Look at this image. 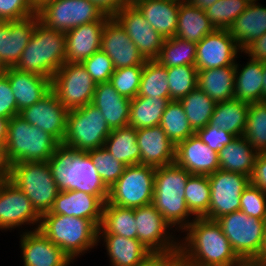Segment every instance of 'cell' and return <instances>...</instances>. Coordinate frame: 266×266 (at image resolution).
Masks as SVG:
<instances>
[{
    "mask_svg": "<svg viewBox=\"0 0 266 266\" xmlns=\"http://www.w3.org/2000/svg\"><path fill=\"white\" fill-rule=\"evenodd\" d=\"M214 30L204 10L189 2L180 3L175 37L197 44Z\"/></svg>",
    "mask_w": 266,
    "mask_h": 266,
    "instance_id": "34",
    "label": "cell"
},
{
    "mask_svg": "<svg viewBox=\"0 0 266 266\" xmlns=\"http://www.w3.org/2000/svg\"><path fill=\"white\" fill-rule=\"evenodd\" d=\"M190 175L175 163L157 167L155 171L152 204L178 233L183 232L196 218L185 201V187Z\"/></svg>",
    "mask_w": 266,
    "mask_h": 266,
    "instance_id": "3",
    "label": "cell"
},
{
    "mask_svg": "<svg viewBox=\"0 0 266 266\" xmlns=\"http://www.w3.org/2000/svg\"><path fill=\"white\" fill-rule=\"evenodd\" d=\"M257 154L247 139L235 137L218 152L220 170L251 177Z\"/></svg>",
    "mask_w": 266,
    "mask_h": 266,
    "instance_id": "32",
    "label": "cell"
},
{
    "mask_svg": "<svg viewBox=\"0 0 266 266\" xmlns=\"http://www.w3.org/2000/svg\"><path fill=\"white\" fill-rule=\"evenodd\" d=\"M59 144L48 132L17 115L9 121L4 159L8 167L15 163L48 161Z\"/></svg>",
    "mask_w": 266,
    "mask_h": 266,
    "instance_id": "6",
    "label": "cell"
},
{
    "mask_svg": "<svg viewBox=\"0 0 266 266\" xmlns=\"http://www.w3.org/2000/svg\"><path fill=\"white\" fill-rule=\"evenodd\" d=\"M208 178L211 190L208 219L216 221L221 216L240 210L241 194L250 184V177L219 169L209 174Z\"/></svg>",
    "mask_w": 266,
    "mask_h": 266,
    "instance_id": "14",
    "label": "cell"
},
{
    "mask_svg": "<svg viewBox=\"0 0 266 266\" xmlns=\"http://www.w3.org/2000/svg\"><path fill=\"white\" fill-rule=\"evenodd\" d=\"M103 206L104 203L95 195L77 190L59 191L49 212L86 218L99 228L102 222Z\"/></svg>",
    "mask_w": 266,
    "mask_h": 266,
    "instance_id": "25",
    "label": "cell"
},
{
    "mask_svg": "<svg viewBox=\"0 0 266 266\" xmlns=\"http://www.w3.org/2000/svg\"><path fill=\"white\" fill-rule=\"evenodd\" d=\"M156 168L129 165L109 188L107 202L125 208H138L153 203Z\"/></svg>",
    "mask_w": 266,
    "mask_h": 266,
    "instance_id": "10",
    "label": "cell"
},
{
    "mask_svg": "<svg viewBox=\"0 0 266 266\" xmlns=\"http://www.w3.org/2000/svg\"><path fill=\"white\" fill-rule=\"evenodd\" d=\"M111 131L100 109L89 103L68 111L62 144L76 151L86 152L104 147Z\"/></svg>",
    "mask_w": 266,
    "mask_h": 266,
    "instance_id": "8",
    "label": "cell"
},
{
    "mask_svg": "<svg viewBox=\"0 0 266 266\" xmlns=\"http://www.w3.org/2000/svg\"><path fill=\"white\" fill-rule=\"evenodd\" d=\"M113 17L124 28L145 60L158 58L165 39L152 28L133 4L124 6Z\"/></svg>",
    "mask_w": 266,
    "mask_h": 266,
    "instance_id": "17",
    "label": "cell"
},
{
    "mask_svg": "<svg viewBox=\"0 0 266 266\" xmlns=\"http://www.w3.org/2000/svg\"><path fill=\"white\" fill-rule=\"evenodd\" d=\"M92 1L104 14L114 16L124 6L128 5L127 0H89Z\"/></svg>",
    "mask_w": 266,
    "mask_h": 266,
    "instance_id": "57",
    "label": "cell"
},
{
    "mask_svg": "<svg viewBox=\"0 0 266 266\" xmlns=\"http://www.w3.org/2000/svg\"><path fill=\"white\" fill-rule=\"evenodd\" d=\"M170 98H153L136 96L130 102L128 126L135 129L160 125L162 115Z\"/></svg>",
    "mask_w": 266,
    "mask_h": 266,
    "instance_id": "37",
    "label": "cell"
},
{
    "mask_svg": "<svg viewBox=\"0 0 266 266\" xmlns=\"http://www.w3.org/2000/svg\"><path fill=\"white\" fill-rule=\"evenodd\" d=\"M243 137L258 152H266V101L249 104Z\"/></svg>",
    "mask_w": 266,
    "mask_h": 266,
    "instance_id": "44",
    "label": "cell"
},
{
    "mask_svg": "<svg viewBox=\"0 0 266 266\" xmlns=\"http://www.w3.org/2000/svg\"><path fill=\"white\" fill-rule=\"evenodd\" d=\"M247 60L245 65L235 63L234 98L248 104L262 102L264 62Z\"/></svg>",
    "mask_w": 266,
    "mask_h": 266,
    "instance_id": "30",
    "label": "cell"
},
{
    "mask_svg": "<svg viewBox=\"0 0 266 266\" xmlns=\"http://www.w3.org/2000/svg\"><path fill=\"white\" fill-rule=\"evenodd\" d=\"M182 233L179 251L185 266H246L216 221L195 218Z\"/></svg>",
    "mask_w": 266,
    "mask_h": 266,
    "instance_id": "1",
    "label": "cell"
},
{
    "mask_svg": "<svg viewBox=\"0 0 266 266\" xmlns=\"http://www.w3.org/2000/svg\"><path fill=\"white\" fill-rule=\"evenodd\" d=\"M40 22L50 29L67 32L99 20L104 13L89 0H48L38 9Z\"/></svg>",
    "mask_w": 266,
    "mask_h": 266,
    "instance_id": "11",
    "label": "cell"
},
{
    "mask_svg": "<svg viewBox=\"0 0 266 266\" xmlns=\"http://www.w3.org/2000/svg\"><path fill=\"white\" fill-rule=\"evenodd\" d=\"M240 210L248 216L266 220V193L249 184L241 194Z\"/></svg>",
    "mask_w": 266,
    "mask_h": 266,
    "instance_id": "49",
    "label": "cell"
},
{
    "mask_svg": "<svg viewBox=\"0 0 266 266\" xmlns=\"http://www.w3.org/2000/svg\"><path fill=\"white\" fill-rule=\"evenodd\" d=\"M66 62V34L39 22L14 68L52 78Z\"/></svg>",
    "mask_w": 266,
    "mask_h": 266,
    "instance_id": "4",
    "label": "cell"
},
{
    "mask_svg": "<svg viewBox=\"0 0 266 266\" xmlns=\"http://www.w3.org/2000/svg\"><path fill=\"white\" fill-rule=\"evenodd\" d=\"M173 1H177V2L182 3V2H187L188 0H173Z\"/></svg>",
    "mask_w": 266,
    "mask_h": 266,
    "instance_id": "67",
    "label": "cell"
},
{
    "mask_svg": "<svg viewBox=\"0 0 266 266\" xmlns=\"http://www.w3.org/2000/svg\"><path fill=\"white\" fill-rule=\"evenodd\" d=\"M234 252L245 263H254L262 250L266 220L248 216L241 210L216 220Z\"/></svg>",
    "mask_w": 266,
    "mask_h": 266,
    "instance_id": "9",
    "label": "cell"
},
{
    "mask_svg": "<svg viewBox=\"0 0 266 266\" xmlns=\"http://www.w3.org/2000/svg\"><path fill=\"white\" fill-rule=\"evenodd\" d=\"M179 101L195 132L210 123L216 103L198 86Z\"/></svg>",
    "mask_w": 266,
    "mask_h": 266,
    "instance_id": "39",
    "label": "cell"
},
{
    "mask_svg": "<svg viewBox=\"0 0 266 266\" xmlns=\"http://www.w3.org/2000/svg\"><path fill=\"white\" fill-rule=\"evenodd\" d=\"M18 115L16 100L13 95L8 77L0 75V118L11 119Z\"/></svg>",
    "mask_w": 266,
    "mask_h": 266,
    "instance_id": "53",
    "label": "cell"
},
{
    "mask_svg": "<svg viewBox=\"0 0 266 266\" xmlns=\"http://www.w3.org/2000/svg\"><path fill=\"white\" fill-rule=\"evenodd\" d=\"M171 100H180L197 87L198 70L195 66L183 65L167 68Z\"/></svg>",
    "mask_w": 266,
    "mask_h": 266,
    "instance_id": "46",
    "label": "cell"
},
{
    "mask_svg": "<svg viewBox=\"0 0 266 266\" xmlns=\"http://www.w3.org/2000/svg\"><path fill=\"white\" fill-rule=\"evenodd\" d=\"M143 67L117 68L110 77L109 82L120 95L133 99L138 95Z\"/></svg>",
    "mask_w": 266,
    "mask_h": 266,
    "instance_id": "48",
    "label": "cell"
},
{
    "mask_svg": "<svg viewBox=\"0 0 266 266\" xmlns=\"http://www.w3.org/2000/svg\"><path fill=\"white\" fill-rule=\"evenodd\" d=\"M196 50L195 67L198 71L235 65L243 52L229 30L218 29L198 42Z\"/></svg>",
    "mask_w": 266,
    "mask_h": 266,
    "instance_id": "16",
    "label": "cell"
},
{
    "mask_svg": "<svg viewBox=\"0 0 266 266\" xmlns=\"http://www.w3.org/2000/svg\"><path fill=\"white\" fill-rule=\"evenodd\" d=\"M246 266H258V265L254 264V263H250V264H246Z\"/></svg>",
    "mask_w": 266,
    "mask_h": 266,
    "instance_id": "68",
    "label": "cell"
},
{
    "mask_svg": "<svg viewBox=\"0 0 266 266\" xmlns=\"http://www.w3.org/2000/svg\"><path fill=\"white\" fill-rule=\"evenodd\" d=\"M86 153L89 155L102 181L108 188L123 174L126 166L117 161L104 147L91 149L86 151Z\"/></svg>",
    "mask_w": 266,
    "mask_h": 266,
    "instance_id": "47",
    "label": "cell"
},
{
    "mask_svg": "<svg viewBox=\"0 0 266 266\" xmlns=\"http://www.w3.org/2000/svg\"><path fill=\"white\" fill-rule=\"evenodd\" d=\"M136 130L141 165L157 168L174 164L175 145L160 125Z\"/></svg>",
    "mask_w": 266,
    "mask_h": 266,
    "instance_id": "24",
    "label": "cell"
},
{
    "mask_svg": "<svg viewBox=\"0 0 266 266\" xmlns=\"http://www.w3.org/2000/svg\"><path fill=\"white\" fill-rule=\"evenodd\" d=\"M249 104L237 99L216 103L210 125L227 131L235 137L243 136Z\"/></svg>",
    "mask_w": 266,
    "mask_h": 266,
    "instance_id": "35",
    "label": "cell"
},
{
    "mask_svg": "<svg viewBox=\"0 0 266 266\" xmlns=\"http://www.w3.org/2000/svg\"><path fill=\"white\" fill-rule=\"evenodd\" d=\"M40 223L41 216L29 198L7 178L0 188V231H14L21 227L20 232H23L22 227L26 225L31 231L39 229Z\"/></svg>",
    "mask_w": 266,
    "mask_h": 266,
    "instance_id": "15",
    "label": "cell"
},
{
    "mask_svg": "<svg viewBox=\"0 0 266 266\" xmlns=\"http://www.w3.org/2000/svg\"><path fill=\"white\" fill-rule=\"evenodd\" d=\"M235 65L198 71L197 86L215 103L234 99Z\"/></svg>",
    "mask_w": 266,
    "mask_h": 266,
    "instance_id": "33",
    "label": "cell"
},
{
    "mask_svg": "<svg viewBox=\"0 0 266 266\" xmlns=\"http://www.w3.org/2000/svg\"><path fill=\"white\" fill-rule=\"evenodd\" d=\"M134 217L137 239L153 254H167L179 250L181 237L177 238L173 234L175 230L153 204L134 208Z\"/></svg>",
    "mask_w": 266,
    "mask_h": 266,
    "instance_id": "13",
    "label": "cell"
},
{
    "mask_svg": "<svg viewBox=\"0 0 266 266\" xmlns=\"http://www.w3.org/2000/svg\"><path fill=\"white\" fill-rule=\"evenodd\" d=\"M39 22L38 14L19 21H0V63L4 68L16 66Z\"/></svg>",
    "mask_w": 266,
    "mask_h": 266,
    "instance_id": "21",
    "label": "cell"
},
{
    "mask_svg": "<svg viewBox=\"0 0 266 266\" xmlns=\"http://www.w3.org/2000/svg\"><path fill=\"white\" fill-rule=\"evenodd\" d=\"M211 190L208 175L191 174L185 187V201L196 218L208 219Z\"/></svg>",
    "mask_w": 266,
    "mask_h": 266,
    "instance_id": "43",
    "label": "cell"
},
{
    "mask_svg": "<svg viewBox=\"0 0 266 266\" xmlns=\"http://www.w3.org/2000/svg\"><path fill=\"white\" fill-rule=\"evenodd\" d=\"M229 31L243 51L266 32V6L259 2L249 3L245 11L235 19Z\"/></svg>",
    "mask_w": 266,
    "mask_h": 266,
    "instance_id": "31",
    "label": "cell"
},
{
    "mask_svg": "<svg viewBox=\"0 0 266 266\" xmlns=\"http://www.w3.org/2000/svg\"><path fill=\"white\" fill-rule=\"evenodd\" d=\"M39 229L72 261L99 244L98 227L86 218L47 212L41 216Z\"/></svg>",
    "mask_w": 266,
    "mask_h": 266,
    "instance_id": "5",
    "label": "cell"
},
{
    "mask_svg": "<svg viewBox=\"0 0 266 266\" xmlns=\"http://www.w3.org/2000/svg\"><path fill=\"white\" fill-rule=\"evenodd\" d=\"M254 264L258 266H266V224H265V231H264V240H263V247L260 252L258 259L254 262Z\"/></svg>",
    "mask_w": 266,
    "mask_h": 266,
    "instance_id": "59",
    "label": "cell"
},
{
    "mask_svg": "<svg viewBox=\"0 0 266 266\" xmlns=\"http://www.w3.org/2000/svg\"><path fill=\"white\" fill-rule=\"evenodd\" d=\"M195 133L202 142L215 152H219L235 138L231 133L210 124L204 128L198 129Z\"/></svg>",
    "mask_w": 266,
    "mask_h": 266,
    "instance_id": "52",
    "label": "cell"
},
{
    "mask_svg": "<svg viewBox=\"0 0 266 266\" xmlns=\"http://www.w3.org/2000/svg\"><path fill=\"white\" fill-rule=\"evenodd\" d=\"M20 233V248L24 266H69L71 258L50 241L40 229Z\"/></svg>",
    "mask_w": 266,
    "mask_h": 266,
    "instance_id": "18",
    "label": "cell"
},
{
    "mask_svg": "<svg viewBox=\"0 0 266 266\" xmlns=\"http://www.w3.org/2000/svg\"><path fill=\"white\" fill-rule=\"evenodd\" d=\"M249 3L258 2V0H247Z\"/></svg>",
    "mask_w": 266,
    "mask_h": 266,
    "instance_id": "69",
    "label": "cell"
},
{
    "mask_svg": "<svg viewBox=\"0 0 266 266\" xmlns=\"http://www.w3.org/2000/svg\"><path fill=\"white\" fill-rule=\"evenodd\" d=\"M248 5L247 0H218L204 11L215 29L229 30Z\"/></svg>",
    "mask_w": 266,
    "mask_h": 266,
    "instance_id": "45",
    "label": "cell"
},
{
    "mask_svg": "<svg viewBox=\"0 0 266 266\" xmlns=\"http://www.w3.org/2000/svg\"><path fill=\"white\" fill-rule=\"evenodd\" d=\"M8 178V175H0V188L2 187L5 180Z\"/></svg>",
    "mask_w": 266,
    "mask_h": 266,
    "instance_id": "64",
    "label": "cell"
},
{
    "mask_svg": "<svg viewBox=\"0 0 266 266\" xmlns=\"http://www.w3.org/2000/svg\"><path fill=\"white\" fill-rule=\"evenodd\" d=\"M0 175H8V166L4 159L3 150L0 148Z\"/></svg>",
    "mask_w": 266,
    "mask_h": 266,
    "instance_id": "61",
    "label": "cell"
},
{
    "mask_svg": "<svg viewBox=\"0 0 266 266\" xmlns=\"http://www.w3.org/2000/svg\"><path fill=\"white\" fill-rule=\"evenodd\" d=\"M95 87L81 63L65 62L51 78V91L68 111L92 103Z\"/></svg>",
    "mask_w": 266,
    "mask_h": 266,
    "instance_id": "12",
    "label": "cell"
},
{
    "mask_svg": "<svg viewBox=\"0 0 266 266\" xmlns=\"http://www.w3.org/2000/svg\"><path fill=\"white\" fill-rule=\"evenodd\" d=\"M141 266H185V262L182 253L178 250L167 254H153Z\"/></svg>",
    "mask_w": 266,
    "mask_h": 266,
    "instance_id": "54",
    "label": "cell"
},
{
    "mask_svg": "<svg viewBox=\"0 0 266 266\" xmlns=\"http://www.w3.org/2000/svg\"><path fill=\"white\" fill-rule=\"evenodd\" d=\"M250 183L266 193V152L257 154Z\"/></svg>",
    "mask_w": 266,
    "mask_h": 266,
    "instance_id": "55",
    "label": "cell"
},
{
    "mask_svg": "<svg viewBox=\"0 0 266 266\" xmlns=\"http://www.w3.org/2000/svg\"><path fill=\"white\" fill-rule=\"evenodd\" d=\"M37 14L29 0H0V21H19Z\"/></svg>",
    "mask_w": 266,
    "mask_h": 266,
    "instance_id": "51",
    "label": "cell"
},
{
    "mask_svg": "<svg viewBox=\"0 0 266 266\" xmlns=\"http://www.w3.org/2000/svg\"><path fill=\"white\" fill-rule=\"evenodd\" d=\"M174 163L197 175H209L220 169L218 152L211 150L196 133L175 145Z\"/></svg>",
    "mask_w": 266,
    "mask_h": 266,
    "instance_id": "22",
    "label": "cell"
},
{
    "mask_svg": "<svg viewBox=\"0 0 266 266\" xmlns=\"http://www.w3.org/2000/svg\"><path fill=\"white\" fill-rule=\"evenodd\" d=\"M140 97L170 98L167 67L157 60H146L138 90Z\"/></svg>",
    "mask_w": 266,
    "mask_h": 266,
    "instance_id": "40",
    "label": "cell"
},
{
    "mask_svg": "<svg viewBox=\"0 0 266 266\" xmlns=\"http://www.w3.org/2000/svg\"><path fill=\"white\" fill-rule=\"evenodd\" d=\"M31 2V4L38 9L44 2L48 1V0H29Z\"/></svg>",
    "mask_w": 266,
    "mask_h": 266,
    "instance_id": "63",
    "label": "cell"
},
{
    "mask_svg": "<svg viewBox=\"0 0 266 266\" xmlns=\"http://www.w3.org/2000/svg\"><path fill=\"white\" fill-rule=\"evenodd\" d=\"M133 5L164 39L175 36L180 2L173 0H137Z\"/></svg>",
    "mask_w": 266,
    "mask_h": 266,
    "instance_id": "29",
    "label": "cell"
},
{
    "mask_svg": "<svg viewBox=\"0 0 266 266\" xmlns=\"http://www.w3.org/2000/svg\"><path fill=\"white\" fill-rule=\"evenodd\" d=\"M263 101H266V63H264L263 71Z\"/></svg>",
    "mask_w": 266,
    "mask_h": 266,
    "instance_id": "62",
    "label": "cell"
},
{
    "mask_svg": "<svg viewBox=\"0 0 266 266\" xmlns=\"http://www.w3.org/2000/svg\"><path fill=\"white\" fill-rule=\"evenodd\" d=\"M96 84L108 82L115 71L112 60L102 50L81 62Z\"/></svg>",
    "mask_w": 266,
    "mask_h": 266,
    "instance_id": "50",
    "label": "cell"
},
{
    "mask_svg": "<svg viewBox=\"0 0 266 266\" xmlns=\"http://www.w3.org/2000/svg\"><path fill=\"white\" fill-rule=\"evenodd\" d=\"M131 99L120 95L108 82L96 84L92 104L100 109L111 130L128 126Z\"/></svg>",
    "mask_w": 266,
    "mask_h": 266,
    "instance_id": "28",
    "label": "cell"
},
{
    "mask_svg": "<svg viewBox=\"0 0 266 266\" xmlns=\"http://www.w3.org/2000/svg\"><path fill=\"white\" fill-rule=\"evenodd\" d=\"M104 148L125 166L140 164L137 130L133 127L113 129L105 140Z\"/></svg>",
    "mask_w": 266,
    "mask_h": 266,
    "instance_id": "36",
    "label": "cell"
},
{
    "mask_svg": "<svg viewBox=\"0 0 266 266\" xmlns=\"http://www.w3.org/2000/svg\"><path fill=\"white\" fill-rule=\"evenodd\" d=\"M10 87L16 100L18 115L21 110L40 101L51 91V79L23 72L14 67L5 68Z\"/></svg>",
    "mask_w": 266,
    "mask_h": 266,
    "instance_id": "26",
    "label": "cell"
},
{
    "mask_svg": "<svg viewBox=\"0 0 266 266\" xmlns=\"http://www.w3.org/2000/svg\"><path fill=\"white\" fill-rule=\"evenodd\" d=\"M48 164L59 191L77 190L97 196L104 204L107 202L109 188L86 152L60 143Z\"/></svg>",
    "mask_w": 266,
    "mask_h": 266,
    "instance_id": "2",
    "label": "cell"
},
{
    "mask_svg": "<svg viewBox=\"0 0 266 266\" xmlns=\"http://www.w3.org/2000/svg\"><path fill=\"white\" fill-rule=\"evenodd\" d=\"M101 50L112 60L115 69L144 66L146 62L137 46L113 16L106 21L103 28Z\"/></svg>",
    "mask_w": 266,
    "mask_h": 266,
    "instance_id": "20",
    "label": "cell"
},
{
    "mask_svg": "<svg viewBox=\"0 0 266 266\" xmlns=\"http://www.w3.org/2000/svg\"><path fill=\"white\" fill-rule=\"evenodd\" d=\"M105 245L110 266H141L153 253L137 238L116 234H98V243Z\"/></svg>",
    "mask_w": 266,
    "mask_h": 266,
    "instance_id": "27",
    "label": "cell"
},
{
    "mask_svg": "<svg viewBox=\"0 0 266 266\" xmlns=\"http://www.w3.org/2000/svg\"><path fill=\"white\" fill-rule=\"evenodd\" d=\"M10 119L0 118V148L4 150L7 135H8V126Z\"/></svg>",
    "mask_w": 266,
    "mask_h": 266,
    "instance_id": "58",
    "label": "cell"
},
{
    "mask_svg": "<svg viewBox=\"0 0 266 266\" xmlns=\"http://www.w3.org/2000/svg\"><path fill=\"white\" fill-rule=\"evenodd\" d=\"M133 208H125L106 202L98 234H116L125 238H137Z\"/></svg>",
    "mask_w": 266,
    "mask_h": 266,
    "instance_id": "38",
    "label": "cell"
},
{
    "mask_svg": "<svg viewBox=\"0 0 266 266\" xmlns=\"http://www.w3.org/2000/svg\"><path fill=\"white\" fill-rule=\"evenodd\" d=\"M196 51V43L174 36L164 40L156 60L167 68L183 65L195 66Z\"/></svg>",
    "mask_w": 266,
    "mask_h": 266,
    "instance_id": "42",
    "label": "cell"
},
{
    "mask_svg": "<svg viewBox=\"0 0 266 266\" xmlns=\"http://www.w3.org/2000/svg\"><path fill=\"white\" fill-rule=\"evenodd\" d=\"M8 179L24 192L40 216L50 211L59 193L48 161L15 163L8 167Z\"/></svg>",
    "mask_w": 266,
    "mask_h": 266,
    "instance_id": "7",
    "label": "cell"
},
{
    "mask_svg": "<svg viewBox=\"0 0 266 266\" xmlns=\"http://www.w3.org/2000/svg\"><path fill=\"white\" fill-rule=\"evenodd\" d=\"M242 53L251 59L266 63V32L250 43Z\"/></svg>",
    "mask_w": 266,
    "mask_h": 266,
    "instance_id": "56",
    "label": "cell"
},
{
    "mask_svg": "<svg viewBox=\"0 0 266 266\" xmlns=\"http://www.w3.org/2000/svg\"><path fill=\"white\" fill-rule=\"evenodd\" d=\"M160 126L174 145L195 134L178 100H171L167 104Z\"/></svg>",
    "mask_w": 266,
    "mask_h": 266,
    "instance_id": "41",
    "label": "cell"
},
{
    "mask_svg": "<svg viewBox=\"0 0 266 266\" xmlns=\"http://www.w3.org/2000/svg\"><path fill=\"white\" fill-rule=\"evenodd\" d=\"M217 1L218 0H188L187 2L193 4L194 6L202 10H205Z\"/></svg>",
    "mask_w": 266,
    "mask_h": 266,
    "instance_id": "60",
    "label": "cell"
},
{
    "mask_svg": "<svg viewBox=\"0 0 266 266\" xmlns=\"http://www.w3.org/2000/svg\"><path fill=\"white\" fill-rule=\"evenodd\" d=\"M137 0H127L128 4H133Z\"/></svg>",
    "mask_w": 266,
    "mask_h": 266,
    "instance_id": "66",
    "label": "cell"
},
{
    "mask_svg": "<svg viewBox=\"0 0 266 266\" xmlns=\"http://www.w3.org/2000/svg\"><path fill=\"white\" fill-rule=\"evenodd\" d=\"M111 16L70 29L66 34V62L81 63L101 50L103 28Z\"/></svg>",
    "mask_w": 266,
    "mask_h": 266,
    "instance_id": "23",
    "label": "cell"
},
{
    "mask_svg": "<svg viewBox=\"0 0 266 266\" xmlns=\"http://www.w3.org/2000/svg\"><path fill=\"white\" fill-rule=\"evenodd\" d=\"M67 113L68 110L50 91L37 103L21 110L19 116L62 143L66 134Z\"/></svg>",
    "mask_w": 266,
    "mask_h": 266,
    "instance_id": "19",
    "label": "cell"
},
{
    "mask_svg": "<svg viewBox=\"0 0 266 266\" xmlns=\"http://www.w3.org/2000/svg\"><path fill=\"white\" fill-rule=\"evenodd\" d=\"M5 71L4 66L0 63V75H2Z\"/></svg>",
    "mask_w": 266,
    "mask_h": 266,
    "instance_id": "65",
    "label": "cell"
}]
</instances>
